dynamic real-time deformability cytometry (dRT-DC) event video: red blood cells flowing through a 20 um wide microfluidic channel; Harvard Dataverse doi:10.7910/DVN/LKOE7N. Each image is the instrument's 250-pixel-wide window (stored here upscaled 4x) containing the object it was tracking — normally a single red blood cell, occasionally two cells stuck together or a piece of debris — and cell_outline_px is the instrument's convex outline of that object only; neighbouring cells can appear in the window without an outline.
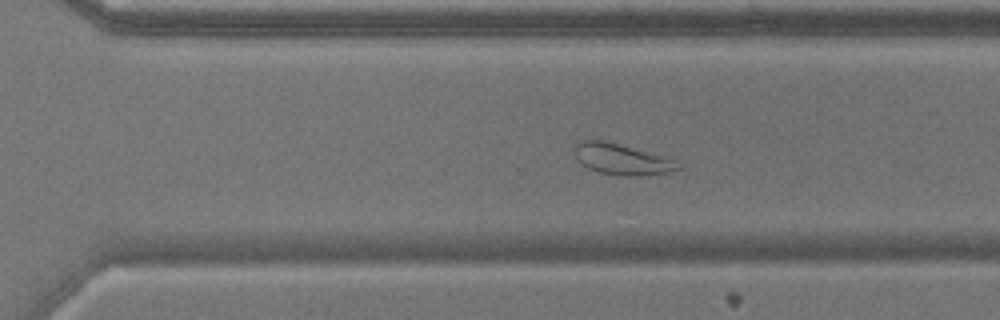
{"species": "common noctule bat (a hibernating species)", "species_latin": "Nyctalus noctula", "temperature_condition": "warm", "stored_images_in_passage": 55, "camera_frame_rate_fps": 3000, "um_per_image_px": 0.085, "animal": {"sex": "male", "body_mass_g": 17.9}, "frame": {"image": 1, "passage_image": 38, "time_ms": 12.333, "image_size_px": [1000, 320], "cell_outline_px": [[680, 168], [668, 172], [640, 176], [624, 176], [600, 172], [588, 168], [576, 156], [572, 148], [580, 140], [604, 140], [664, 156], [672, 160]], "centroid_in_image_um": [52.8, 13.52], "position_along_channel_um": 317.8, "area_um2": 18.26}}
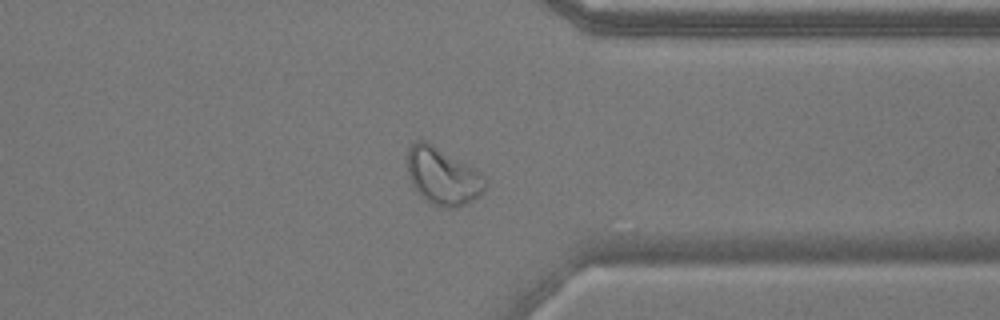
{"frame": {"image": 2, "passage_image": 43, "time_ms": 14.0, "image_size_px": [1000, 320], "cell_outline_px": [[488, 184], [484, 192], [472, 200], [456, 208], [444, 208], [428, 200], [412, 184], [408, 176], [408, 148], [416, 140], [424, 140], [432, 144], [480, 172], [488, 180]], "centroid_in_image_um": [37.67, 14.97], "position_along_channel_um": 373.7, "area_um2": 25.43}}
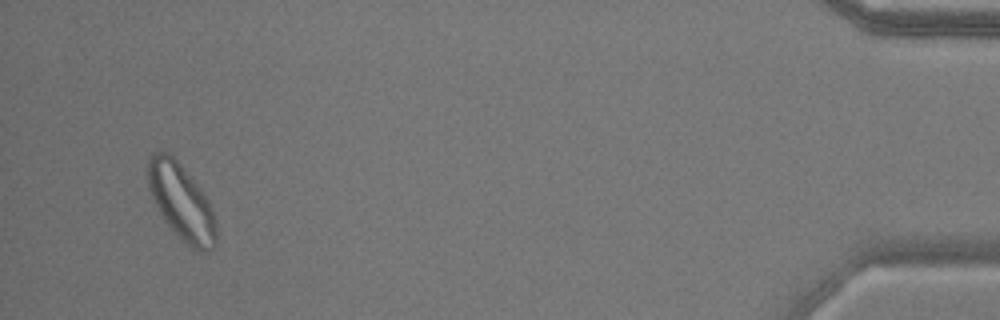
{"frame": {"image": 3, "passage_image": 53, "time_ms": 17.333, "image_size_px": [1000, 320], "cell_outline_px": [[216, 244], [208, 252], [200, 252], [192, 248], [164, 220], [148, 188], [148, 156], [152, 152], [168, 152], [180, 164], [200, 188], [208, 200], [212, 208], [216, 224]], "centroid_in_image_um": [15.43, 17.16], "position_along_channel_um": 419.8, "area_um2": 29.77}, "authors_computed_cell_mechanics": {"area_um2": 26.9926, "velocity_mm_per_s": 3.6171, "shape_relaxation_time_tau1_ms": null, "shape_relaxation_time_tau2_ms": 1.6015, "deformation_change_tau1": null, "deformation_change_tau2": 0.0827}}